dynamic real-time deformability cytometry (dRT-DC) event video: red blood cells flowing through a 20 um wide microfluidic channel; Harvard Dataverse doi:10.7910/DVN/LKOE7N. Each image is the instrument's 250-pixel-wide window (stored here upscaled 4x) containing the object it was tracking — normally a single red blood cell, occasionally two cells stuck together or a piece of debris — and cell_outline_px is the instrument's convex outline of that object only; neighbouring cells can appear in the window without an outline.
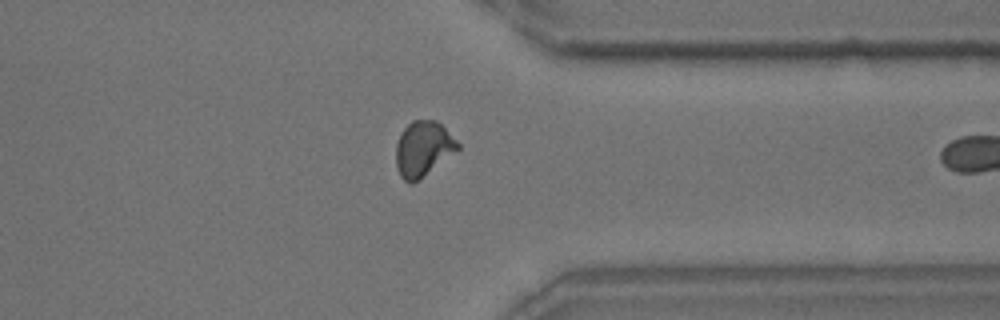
{"species": "common noctule bat (a hibernating species)", "species_latin": "Nyctalus noctula", "temperature_condition": "room temperature", "stored_images_in_passage": 38, "camera_frame_rate_fps": 3000, "um_per_image_px": 0.085, "animal": {"sex": "male", "body_mass_g": 18.8}, "frame": {"image": 1, "passage_image": 33, "time_ms": 10.667, "image_size_px": [1000, 320], "cell_outline_px": [[460, 148], [420, 180], [412, 184], [408, 184], [400, 176], [396, 164], [396, 144], [400, 132], [412, 120], [436, 120], [460, 144]], "centroid_in_image_um": [35.94, 12.67], "position_along_channel_um": 375.5, "area_um2": 19.94}, "authors_computed_cell_mechanics": {"area_um2": 19.7098, "velocity_mm_per_s": 3.4516, "shape_relaxation_time_tau1_ms": 5.8229, "shape_relaxation_time_tau2_ms": null, "deformation_change_tau1": 0.1227, "deformation_change_tau2": null}}